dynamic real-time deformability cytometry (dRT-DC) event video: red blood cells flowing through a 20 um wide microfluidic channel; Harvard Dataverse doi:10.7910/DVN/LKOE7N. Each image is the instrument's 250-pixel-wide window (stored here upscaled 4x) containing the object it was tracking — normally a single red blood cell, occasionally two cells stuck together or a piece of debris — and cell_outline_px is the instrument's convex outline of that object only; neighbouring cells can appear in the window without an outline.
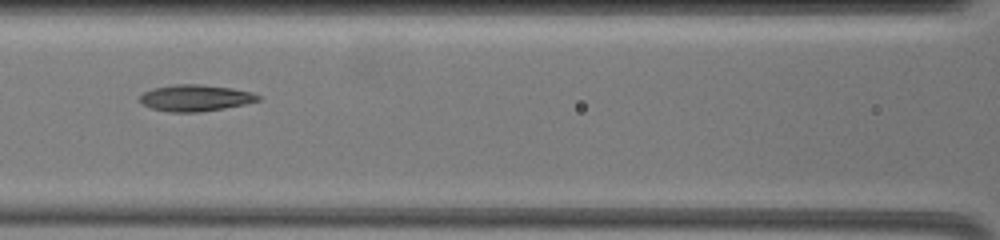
{"species": "common noctule bat (a hibernating species)", "species_latin": "Nyctalus noctula", "temperature_condition": "warm", "stored_images_in_passage": 22, "camera_frame_rate_fps": 3000, "um_per_image_px": 0.085, "animal": {"sex": "female", "body_mass_g": 19.5, "forearm_length_mm": 54.1}, "frame": {"image": 1, "passage_image": 4, "time_ms": 3.333, "image_size_px": [1000, 240], "cell_outline_px": [[260, 100], [244, 104], [224, 108], [196, 112], [168, 112], [152, 108], [144, 104], [140, 100], [140, 96], [144, 92], [152, 88], [172, 84], [200, 84], [232, 88], [252, 92], [260, 96]], "centroid_in_image_um": [16.6, 8.31], "position_along_channel_um": 150.0, "area_um2": 18.15}}
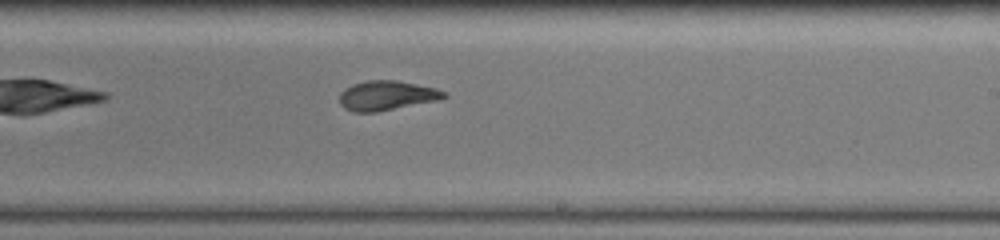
{"frame": {"image": 2, "passage_image": 9, "time_ms": 6.333, "image_size_px": [1000, 240], "cell_outline_px": [[448, 96], [436, 100], [376, 112], [352, 112], [344, 108], [340, 104], [340, 92], [352, 84], [368, 80], [396, 80], [436, 88], [444, 92]], "centroid_in_image_um": [32.82, 8.12], "position_along_channel_um": 256.2, "area_um2": 17.8}}
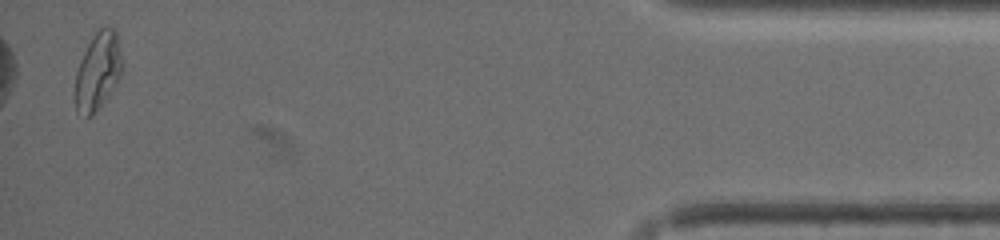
{"frame": {"image": 3, "passage_image": 22, "time_ms": 13.0, "image_size_px": [1000, 240], "cell_outline_px": [[124, 68], [120, 76], [108, 96], [92, 116], [88, 116], [76, 112], [76, 72], [80, 60], [92, 36], [100, 28], [112, 28], [116, 32]], "centroid_in_image_um": [8.33, 6.05], "position_along_channel_um": 426.9, "area_um2": 20.92}, "authors_computed_cell_mechanics": {"area_um2": 18.4093, "velocity_mm_per_s": 3.5366, "shape_relaxation_time_tau1_ms": 8.0813, "shape_relaxation_time_tau2_ms": 2.2786, "deformation_change_tau1": 0.2323, "deformation_change_tau2": 0.0903}}